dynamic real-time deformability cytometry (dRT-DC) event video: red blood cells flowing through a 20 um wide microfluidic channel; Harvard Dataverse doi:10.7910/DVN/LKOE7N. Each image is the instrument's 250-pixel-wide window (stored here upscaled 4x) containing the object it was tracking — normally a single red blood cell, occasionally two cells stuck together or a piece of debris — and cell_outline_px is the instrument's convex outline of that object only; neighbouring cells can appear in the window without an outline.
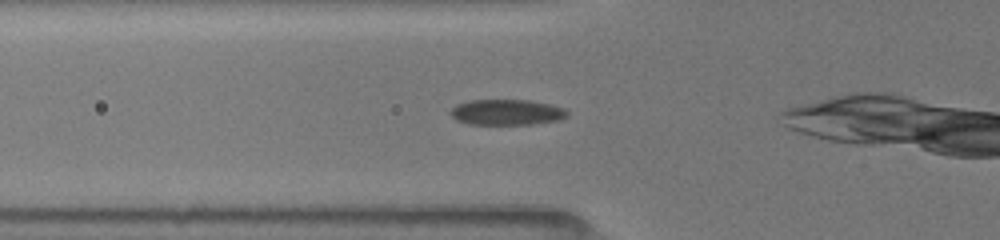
{"species": "common noctule bat (a hibernating species)", "species_latin": "Nyctalus noctula", "temperature_condition": "room temperature", "stored_images_in_passage": 15, "camera_frame_rate_fps": 3000, "um_per_image_px": 0.085, "animal": {"sex": "female", "body_mass_g": 19.5, "forearm_length_mm": 54.1}, "frame": {"image": 1, "passage_image": 2, "time_ms": 0.333, "image_size_px": [1000, 240], "cell_outline_px": [[568, 116], [560, 120], [532, 124], [468, 124], [456, 120], [452, 116], [452, 108], [456, 104], [472, 100], [528, 100], [548, 104], [564, 108], [568, 112]], "centroid_in_image_um": [43.09, 9.54], "position_along_channel_um": 82.7, "area_um2": 17.34}}
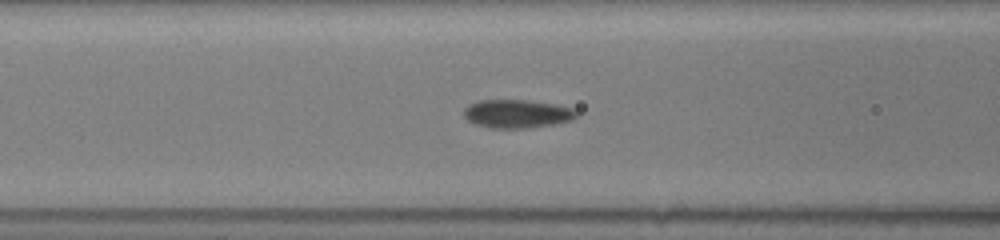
{"frame": {"image": 2, "passage_image": 6, "time_ms": 1.333, "image_size_px": [1000, 240], "cell_outline_px": [[576, 116], [572, 120], [552, 124], [528, 128], [488, 128], [476, 124], [468, 120], [464, 116], [464, 108], [468, 104], [480, 100], [528, 100], [556, 104], [572, 108], [576, 112]], "centroid_in_image_um": [43.92, 9.66], "position_along_channel_um": 122.7, "area_um2": 18.61}}
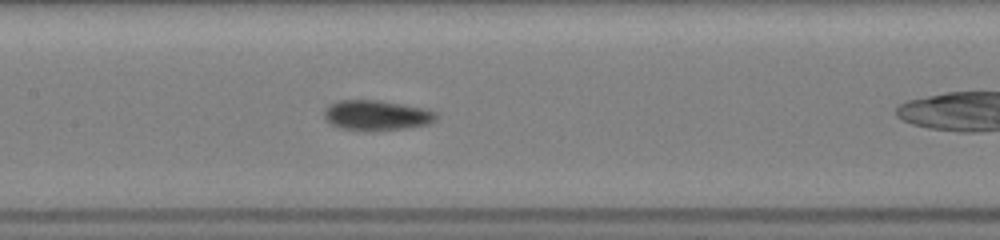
{"frame": {"image": 3, "passage_image": 13, "time_ms": 2.667, "image_size_px": [1000, 240], "cell_outline_px": [[436, 120], [428, 124], [404, 128], [372, 132], [340, 128], [332, 124], [324, 116], [324, 108], [328, 104], [340, 100], [376, 100], [424, 108], [436, 112]], "centroid_in_image_um": [31.98, 9.81], "position_along_channel_um": 175.4, "area_um2": 19.71}}